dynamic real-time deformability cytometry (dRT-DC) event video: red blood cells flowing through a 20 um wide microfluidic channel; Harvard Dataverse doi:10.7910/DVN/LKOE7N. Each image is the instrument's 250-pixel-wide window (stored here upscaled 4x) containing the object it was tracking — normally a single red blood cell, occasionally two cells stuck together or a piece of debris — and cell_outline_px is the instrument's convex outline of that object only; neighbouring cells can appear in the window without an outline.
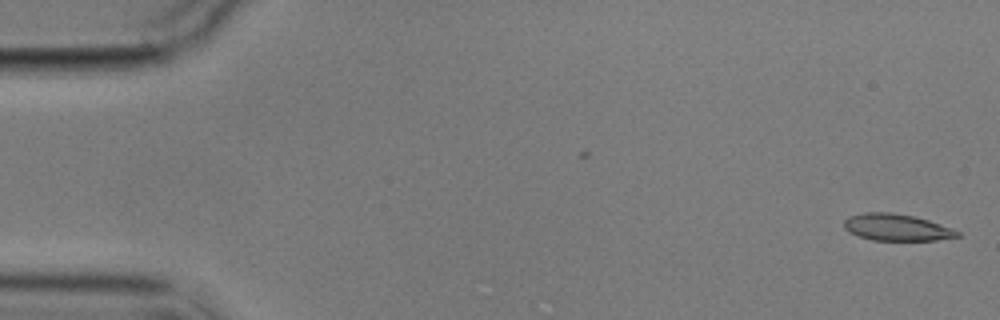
{"species": "common noctule bat (a hibernating species)", "species_latin": "Nyctalus noctula", "temperature_condition": "cold", "stored_images_in_passage": 2, "camera_frame_rate_fps": 3000, "um_per_image_px": 0.085, "animal": {"sex": "male", "body_mass_g": 17.9}, "frame": {"image": 1, "passage_image": 2, "time_ms": 1.333, "image_size_px": [1000, 320], "cell_outline_px": [[960, 236], [936, 240], [872, 240], [848, 232], [844, 228], [844, 220], [848, 216], [864, 212], [892, 212], [912, 216], [928, 220], [960, 232]], "centroid_in_image_um": [76.16, 19.32], "position_along_channel_um": 8.8, "area_um2": 17.51}}